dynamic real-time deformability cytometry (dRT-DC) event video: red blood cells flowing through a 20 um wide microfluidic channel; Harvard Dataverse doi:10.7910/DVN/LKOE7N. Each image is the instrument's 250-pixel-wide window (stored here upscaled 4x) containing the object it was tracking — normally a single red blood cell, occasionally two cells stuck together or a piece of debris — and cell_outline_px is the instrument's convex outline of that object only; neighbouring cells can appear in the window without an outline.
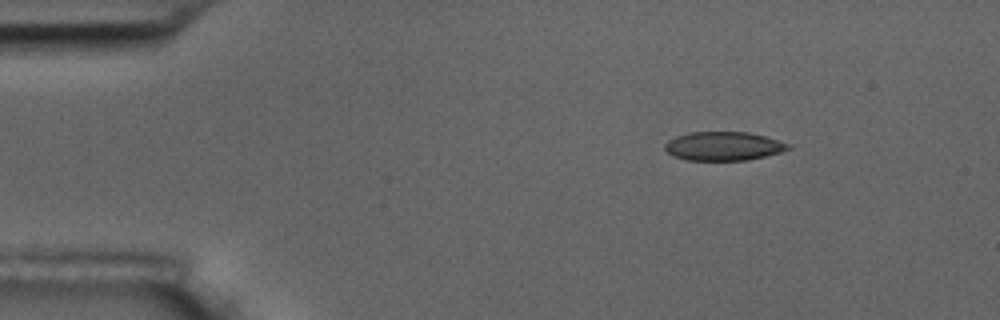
{"species": "common noctule bat (a hibernating species)", "species_latin": "Nyctalus noctula", "temperature_condition": "room temperature", "stored_images_in_passage": 5, "camera_frame_rate_fps": 3000, "um_per_image_px": 0.085, "animal": {"sex": "male", "body_mass_g": 17.5, "forearm_length_mm": 52.3}, "frame": {"image": 1, "passage_image": 2, "time_ms": 1.333, "image_size_px": [1000, 320], "cell_outline_px": [[792, 148], [780, 152], [748, 160], [688, 160], [672, 156], [664, 148], [664, 144], [668, 140], [676, 136], [688, 132], [748, 132], [764, 136], [792, 144]], "centroid_in_image_um": [61.49, 12.42], "position_along_channel_um": 23.5, "area_um2": 20.75}}